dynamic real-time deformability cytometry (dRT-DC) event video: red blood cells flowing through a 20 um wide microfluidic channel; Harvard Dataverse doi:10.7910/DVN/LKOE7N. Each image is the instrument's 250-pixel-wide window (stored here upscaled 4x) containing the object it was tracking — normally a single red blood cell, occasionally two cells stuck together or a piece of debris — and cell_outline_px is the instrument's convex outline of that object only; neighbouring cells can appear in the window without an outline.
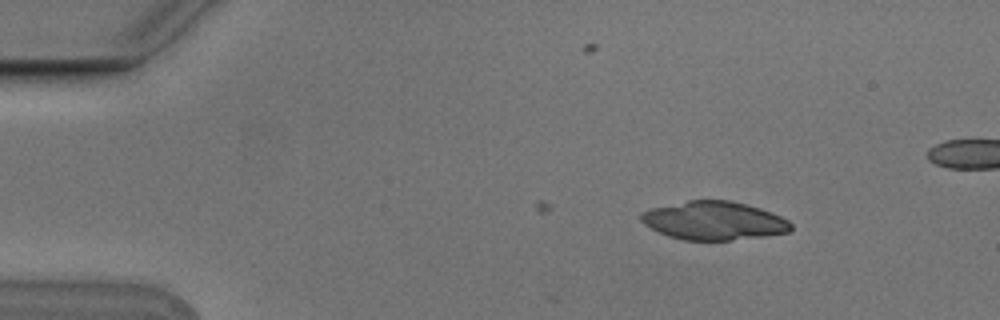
{"species": "Egyptian fruit bat (a non-hibernating species)", "species_latin": "Rousettus aegyptiacus", "temperature_condition": "cold", "stored_images_in_passage": 2, "camera_frame_rate_fps": 3000, "um_per_image_px": 0.085, "animal": {"sex": "male"}, "frame": {"image": 1, "passage_image": 2, "time_ms": 0.333, "image_size_px": [1000, 320], "cell_outline_px": [[792, 228], [788, 232], [764, 236], [732, 240], [684, 240], [668, 236], [644, 224], [640, 220], [640, 212], [652, 208], [688, 200], [728, 200], [760, 208], [780, 216], [788, 220], [792, 224]], "centroid_in_image_um": [60.67, 18.76], "position_along_channel_um": 24.3, "area_um2": 33.41}}